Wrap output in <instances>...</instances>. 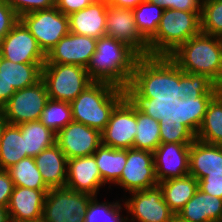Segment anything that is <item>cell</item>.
Wrapping results in <instances>:
<instances>
[{
  "mask_svg": "<svg viewBox=\"0 0 222 222\" xmlns=\"http://www.w3.org/2000/svg\"><path fill=\"white\" fill-rule=\"evenodd\" d=\"M216 94L197 98L131 99L146 115L159 121L161 143H192L201 126L207 106Z\"/></svg>",
  "mask_w": 222,
  "mask_h": 222,
  "instance_id": "obj_1",
  "label": "cell"
},
{
  "mask_svg": "<svg viewBox=\"0 0 222 222\" xmlns=\"http://www.w3.org/2000/svg\"><path fill=\"white\" fill-rule=\"evenodd\" d=\"M183 92V71L169 56L139 57L126 89L130 99L185 100Z\"/></svg>",
  "mask_w": 222,
  "mask_h": 222,
  "instance_id": "obj_2",
  "label": "cell"
},
{
  "mask_svg": "<svg viewBox=\"0 0 222 222\" xmlns=\"http://www.w3.org/2000/svg\"><path fill=\"white\" fill-rule=\"evenodd\" d=\"M139 57L125 43L103 36L97 39L96 51L86 70L93 81L111 83L126 90Z\"/></svg>",
  "mask_w": 222,
  "mask_h": 222,
  "instance_id": "obj_3",
  "label": "cell"
},
{
  "mask_svg": "<svg viewBox=\"0 0 222 222\" xmlns=\"http://www.w3.org/2000/svg\"><path fill=\"white\" fill-rule=\"evenodd\" d=\"M169 57L185 73L205 75L222 89V38L200 32Z\"/></svg>",
  "mask_w": 222,
  "mask_h": 222,
  "instance_id": "obj_4",
  "label": "cell"
},
{
  "mask_svg": "<svg viewBox=\"0 0 222 222\" xmlns=\"http://www.w3.org/2000/svg\"><path fill=\"white\" fill-rule=\"evenodd\" d=\"M126 90L107 82H93L71 103L73 121L102 132Z\"/></svg>",
  "mask_w": 222,
  "mask_h": 222,
  "instance_id": "obj_5",
  "label": "cell"
},
{
  "mask_svg": "<svg viewBox=\"0 0 222 222\" xmlns=\"http://www.w3.org/2000/svg\"><path fill=\"white\" fill-rule=\"evenodd\" d=\"M201 11L164 9L156 34L148 41V56H170L201 32Z\"/></svg>",
  "mask_w": 222,
  "mask_h": 222,
  "instance_id": "obj_6",
  "label": "cell"
},
{
  "mask_svg": "<svg viewBox=\"0 0 222 222\" xmlns=\"http://www.w3.org/2000/svg\"><path fill=\"white\" fill-rule=\"evenodd\" d=\"M49 99L71 103L94 81L85 67L73 64L45 63L42 67Z\"/></svg>",
  "mask_w": 222,
  "mask_h": 222,
  "instance_id": "obj_7",
  "label": "cell"
},
{
  "mask_svg": "<svg viewBox=\"0 0 222 222\" xmlns=\"http://www.w3.org/2000/svg\"><path fill=\"white\" fill-rule=\"evenodd\" d=\"M92 195L76 192L67 187L52 188L44 200L43 222H84Z\"/></svg>",
  "mask_w": 222,
  "mask_h": 222,
  "instance_id": "obj_8",
  "label": "cell"
},
{
  "mask_svg": "<svg viewBox=\"0 0 222 222\" xmlns=\"http://www.w3.org/2000/svg\"><path fill=\"white\" fill-rule=\"evenodd\" d=\"M19 20L35 37L46 55L69 33V18L56 7L27 13L20 16Z\"/></svg>",
  "mask_w": 222,
  "mask_h": 222,
  "instance_id": "obj_9",
  "label": "cell"
},
{
  "mask_svg": "<svg viewBox=\"0 0 222 222\" xmlns=\"http://www.w3.org/2000/svg\"><path fill=\"white\" fill-rule=\"evenodd\" d=\"M48 100L47 88L41 79L33 86L16 90L2 111L11 125L38 121Z\"/></svg>",
  "mask_w": 222,
  "mask_h": 222,
  "instance_id": "obj_10",
  "label": "cell"
},
{
  "mask_svg": "<svg viewBox=\"0 0 222 222\" xmlns=\"http://www.w3.org/2000/svg\"><path fill=\"white\" fill-rule=\"evenodd\" d=\"M136 105L126 96L113 110L101 132L102 145L115 149L133 148L136 131Z\"/></svg>",
  "mask_w": 222,
  "mask_h": 222,
  "instance_id": "obj_11",
  "label": "cell"
},
{
  "mask_svg": "<svg viewBox=\"0 0 222 222\" xmlns=\"http://www.w3.org/2000/svg\"><path fill=\"white\" fill-rule=\"evenodd\" d=\"M130 193L132 198L127 199L124 203L128 212L133 215L131 221L174 222L176 219V215L165 202L159 185Z\"/></svg>",
  "mask_w": 222,
  "mask_h": 222,
  "instance_id": "obj_12",
  "label": "cell"
},
{
  "mask_svg": "<svg viewBox=\"0 0 222 222\" xmlns=\"http://www.w3.org/2000/svg\"><path fill=\"white\" fill-rule=\"evenodd\" d=\"M116 184L129 193L157 186L153 152L136 148L127 149L126 165Z\"/></svg>",
  "mask_w": 222,
  "mask_h": 222,
  "instance_id": "obj_13",
  "label": "cell"
},
{
  "mask_svg": "<svg viewBox=\"0 0 222 222\" xmlns=\"http://www.w3.org/2000/svg\"><path fill=\"white\" fill-rule=\"evenodd\" d=\"M105 36L125 43L140 57L148 56V41L136 26L133 9L108 5Z\"/></svg>",
  "mask_w": 222,
  "mask_h": 222,
  "instance_id": "obj_14",
  "label": "cell"
},
{
  "mask_svg": "<svg viewBox=\"0 0 222 222\" xmlns=\"http://www.w3.org/2000/svg\"><path fill=\"white\" fill-rule=\"evenodd\" d=\"M0 56L15 63H45L46 54L19 20L2 38Z\"/></svg>",
  "mask_w": 222,
  "mask_h": 222,
  "instance_id": "obj_15",
  "label": "cell"
},
{
  "mask_svg": "<svg viewBox=\"0 0 222 222\" xmlns=\"http://www.w3.org/2000/svg\"><path fill=\"white\" fill-rule=\"evenodd\" d=\"M56 144L67 160L90 156L102 145L101 132L97 129L72 121L56 134Z\"/></svg>",
  "mask_w": 222,
  "mask_h": 222,
  "instance_id": "obj_16",
  "label": "cell"
},
{
  "mask_svg": "<svg viewBox=\"0 0 222 222\" xmlns=\"http://www.w3.org/2000/svg\"><path fill=\"white\" fill-rule=\"evenodd\" d=\"M97 39L69 32L46 55L45 63L73 64L87 68Z\"/></svg>",
  "mask_w": 222,
  "mask_h": 222,
  "instance_id": "obj_17",
  "label": "cell"
},
{
  "mask_svg": "<svg viewBox=\"0 0 222 222\" xmlns=\"http://www.w3.org/2000/svg\"><path fill=\"white\" fill-rule=\"evenodd\" d=\"M191 143H161L154 154L156 179L159 182L189 174Z\"/></svg>",
  "mask_w": 222,
  "mask_h": 222,
  "instance_id": "obj_18",
  "label": "cell"
},
{
  "mask_svg": "<svg viewBox=\"0 0 222 222\" xmlns=\"http://www.w3.org/2000/svg\"><path fill=\"white\" fill-rule=\"evenodd\" d=\"M103 185L94 155L67 160L65 187L97 197V192Z\"/></svg>",
  "mask_w": 222,
  "mask_h": 222,
  "instance_id": "obj_19",
  "label": "cell"
},
{
  "mask_svg": "<svg viewBox=\"0 0 222 222\" xmlns=\"http://www.w3.org/2000/svg\"><path fill=\"white\" fill-rule=\"evenodd\" d=\"M48 191L14 186L7 206L11 222L40 221Z\"/></svg>",
  "mask_w": 222,
  "mask_h": 222,
  "instance_id": "obj_20",
  "label": "cell"
},
{
  "mask_svg": "<svg viewBox=\"0 0 222 222\" xmlns=\"http://www.w3.org/2000/svg\"><path fill=\"white\" fill-rule=\"evenodd\" d=\"M106 0H94L86 8L68 16L69 32L99 39L106 31Z\"/></svg>",
  "mask_w": 222,
  "mask_h": 222,
  "instance_id": "obj_21",
  "label": "cell"
},
{
  "mask_svg": "<svg viewBox=\"0 0 222 222\" xmlns=\"http://www.w3.org/2000/svg\"><path fill=\"white\" fill-rule=\"evenodd\" d=\"M189 174L197 180L208 174H222V145L208 144L198 139L190 145Z\"/></svg>",
  "mask_w": 222,
  "mask_h": 222,
  "instance_id": "obj_22",
  "label": "cell"
},
{
  "mask_svg": "<svg viewBox=\"0 0 222 222\" xmlns=\"http://www.w3.org/2000/svg\"><path fill=\"white\" fill-rule=\"evenodd\" d=\"M176 219L180 222H222V199L198 188Z\"/></svg>",
  "mask_w": 222,
  "mask_h": 222,
  "instance_id": "obj_23",
  "label": "cell"
},
{
  "mask_svg": "<svg viewBox=\"0 0 222 222\" xmlns=\"http://www.w3.org/2000/svg\"><path fill=\"white\" fill-rule=\"evenodd\" d=\"M34 160L49 189L66 186L67 158L56 143L41 151Z\"/></svg>",
  "mask_w": 222,
  "mask_h": 222,
  "instance_id": "obj_24",
  "label": "cell"
},
{
  "mask_svg": "<svg viewBox=\"0 0 222 222\" xmlns=\"http://www.w3.org/2000/svg\"><path fill=\"white\" fill-rule=\"evenodd\" d=\"M45 63H15L1 57L0 77L15 90L35 85L42 79Z\"/></svg>",
  "mask_w": 222,
  "mask_h": 222,
  "instance_id": "obj_25",
  "label": "cell"
},
{
  "mask_svg": "<svg viewBox=\"0 0 222 222\" xmlns=\"http://www.w3.org/2000/svg\"><path fill=\"white\" fill-rule=\"evenodd\" d=\"M158 185L162 189L165 202L175 215L198 190V180L190 174L159 182Z\"/></svg>",
  "mask_w": 222,
  "mask_h": 222,
  "instance_id": "obj_26",
  "label": "cell"
},
{
  "mask_svg": "<svg viewBox=\"0 0 222 222\" xmlns=\"http://www.w3.org/2000/svg\"><path fill=\"white\" fill-rule=\"evenodd\" d=\"M102 182L116 184L127 161V149H115L101 145L93 154Z\"/></svg>",
  "mask_w": 222,
  "mask_h": 222,
  "instance_id": "obj_27",
  "label": "cell"
},
{
  "mask_svg": "<svg viewBox=\"0 0 222 222\" xmlns=\"http://www.w3.org/2000/svg\"><path fill=\"white\" fill-rule=\"evenodd\" d=\"M196 139L222 145V89L209 102Z\"/></svg>",
  "mask_w": 222,
  "mask_h": 222,
  "instance_id": "obj_28",
  "label": "cell"
},
{
  "mask_svg": "<svg viewBox=\"0 0 222 222\" xmlns=\"http://www.w3.org/2000/svg\"><path fill=\"white\" fill-rule=\"evenodd\" d=\"M26 158L25 138L18 125L8 124L0 142V169L7 170Z\"/></svg>",
  "mask_w": 222,
  "mask_h": 222,
  "instance_id": "obj_29",
  "label": "cell"
},
{
  "mask_svg": "<svg viewBox=\"0 0 222 222\" xmlns=\"http://www.w3.org/2000/svg\"><path fill=\"white\" fill-rule=\"evenodd\" d=\"M18 126L23 138H25L26 157H35L56 143V133L39 120L21 123Z\"/></svg>",
  "mask_w": 222,
  "mask_h": 222,
  "instance_id": "obj_30",
  "label": "cell"
},
{
  "mask_svg": "<svg viewBox=\"0 0 222 222\" xmlns=\"http://www.w3.org/2000/svg\"><path fill=\"white\" fill-rule=\"evenodd\" d=\"M137 131L133 148L154 152L161 144L159 121L136 106Z\"/></svg>",
  "mask_w": 222,
  "mask_h": 222,
  "instance_id": "obj_31",
  "label": "cell"
},
{
  "mask_svg": "<svg viewBox=\"0 0 222 222\" xmlns=\"http://www.w3.org/2000/svg\"><path fill=\"white\" fill-rule=\"evenodd\" d=\"M7 171L10 174L14 186L34 190H50L42 180L34 157L21 159L18 163L8 168Z\"/></svg>",
  "mask_w": 222,
  "mask_h": 222,
  "instance_id": "obj_32",
  "label": "cell"
},
{
  "mask_svg": "<svg viewBox=\"0 0 222 222\" xmlns=\"http://www.w3.org/2000/svg\"><path fill=\"white\" fill-rule=\"evenodd\" d=\"M164 9L148 1L133 9L134 20L140 34L149 41L157 32Z\"/></svg>",
  "mask_w": 222,
  "mask_h": 222,
  "instance_id": "obj_33",
  "label": "cell"
},
{
  "mask_svg": "<svg viewBox=\"0 0 222 222\" xmlns=\"http://www.w3.org/2000/svg\"><path fill=\"white\" fill-rule=\"evenodd\" d=\"M39 121L54 133H58L73 121L71 105L68 102L49 99Z\"/></svg>",
  "mask_w": 222,
  "mask_h": 222,
  "instance_id": "obj_34",
  "label": "cell"
},
{
  "mask_svg": "<svg viewBox=\"0 0 222 222\" xmlns=\"http://www.w3.org/2000/svg\"><path fill=\"white\" fill-rule=\"evenodd\" d=\"M121 209L119 201L99 203L93 197L87 206L84 222H126L129 218L120 215Z\"/></svg>",
  "mask_w": 222,
  "mask_h": 222,
  "instance_id": "obj_35",
  "label": "cell"
},
{
  "mask_svg": "<svg viewBox=\"0 0 222 222\" xmlns=\"http://www.w3.org/2000/svg\"><path fill=\"white\" fill-rule=\"evenodd\" d=\"M201 32L222 38V0H202Z\"/></svg>",
  "mask_w": 222,
  "mask_h": 222,
  "instance_id": "obj_36",
  "label": "cell"
},
{
  "mask_svg": "<svg viewBox=\"0 0 222 222\" xmlns=\"http://www.w3.org/2000/svg\"><path fill=\"white\" fill-rule=\"evenodd\" d=\"M183 94L187 97L197 98L202 94H217L221 88L207 76L185 73L183 71Z\"/></svg>",
  "mask_w": 222,
  "mask_h": 222,
  "instance_id": "obj_37",
  "label": "cell"
},
{
  "mask_svg": "<svg viewBox=\"0 0 222 222\" xmlns=\"http://www.w3.org/2000/svg\"><path fill=\"white\" fill-rule=\"evenodd\" d=\"M20 17L37 10L55 7V0H5Z\"/></svg>",
  "mask_w": 222,
  "mask_h": 222,
  "instance_id": "obj_38",
  "label": "cell"
},
{
  "mask_svg": "<svg viewBox=\"0 0 222 222\" xmlns=\"http://www.w3.org/2000/svg\"><path fill=\"white\" fill-rule=\"evenodd\" d=\"M18 21L19 16L13 8L5 0H0V48L2 38Z\"/></svg>",
  "mask_w": 222,
  "mask_h": 222,
  "instance_id": "obj_39",
  "label": "cell"
},
{
  "mask_svg": "<svg viewBox=\"0 0 222 222\" xmlns=\"http://www.w3.org/2000/svg\"><path fill=\"white\" fill-rule=\"evenodd\" d=\"M151 4H157L163 9H176L183 11H201L202 0H147Z\"/></svg>",
  "mask_w": 222,
  "mask_h": 222,
  "instance_id": "obj_40",
  "label": "cell"
},
{
  "mask_svg": "<svg viewBox=\"0 0 222 222\" xmlns=\"http://www.w3.org/2000/svg\"><path fill=\"white\" fill-rule=\"evenodd\" d=\"M198 188L211 196L222 199V174H208L198 180Z\"/></svg>",
  "mask_w": 222,
  "mask_h": 222,
  "instance_id": "obj_41",
  "label": "cell"
},
{
  "mask_svg": "<svg viewBox=\"0 0 222 222\" xmlns=\"http://www.w3.org/2000/svg\"><path fill=\"white\" fill-rule=\"evenodd\" d=\"M14 184L7 170L0 169V207H6L9 204Z\"/></svg>",
  "mask_w": 222,
  "mask_h": 222,
  "instance_id": "obj_42",
  "label": "cell"
},
{
  "mask_svg": "<svg viewBox=\"0 0 222 222\" xmlns=\"http://www.w3.org/2000/svg\"><path fill=\"white\" fill-rule=\"evenodd\" d=\"M94 0H55V7L65 15L82 10L89 6Z\"/></svg>",
  "mask_w": 222,
  "mask_h": 222,
  "instance_id": "obj_43",
  "label": "cell"
},
{
  "mask_svg": "<svg viewBox=\"0 0 222 222\" xmlns=\"http://www.w3.org/2000/svg\"><path fill=\"white\" fill-rule=\"evenodd\" d=\"M15 92V88L7 85L0 77V108L10 100Z\"/></svg>",
  "mask_w": 222,
  "mask_h": 222,
  "instance_id": "obj_44",
  "label": "cell"
},
{
  "mask_svg": "<svg viewBox=\"0 0 222 222\" xmlns=\"http://www.w3.org/2000/svg\"><path fill=\"white\" fill-rule=\"evenodd\" d=\"M147 0H106L108 5L125 8V9H134L140 3L145 2Z\"/></svg>",
  "mask_w": 222,
  "mask_h": 222,
  "instance_id": "obj_45",
  "label": "cell"
},
{
  "mask_svg": "<svg viewBox=\"0 0 222 222\" xmlns=\"http://www.w3.org/2000/svg\"><path fill=\"white\" fill-rule=\"evenodd\" d=\"M8 121L6 120V118L4 117L2 108H0V142L3 136V132L4 129L6 128V126L8 125Z\"/></svg>",
  "mask_w": 222,
  "mask_h": 222,
  "instance_id": "obj_46",
  "label": "cell"
},
{
  "mask_svg": "<svg viewBox=\"0 0 222 222\" xmlns=\"http://www.w3.org/2000/svg\"><path fill=\"white\" fill-rule=\"evenodd\" d=\"M0 222H11L9 211L6 207H0Z\"/></svg>",
  "mask_w": 222,
  "mask_h": 222,
  "instance_id": "obj_47",
  "label": "cell"
}]
</instances>
